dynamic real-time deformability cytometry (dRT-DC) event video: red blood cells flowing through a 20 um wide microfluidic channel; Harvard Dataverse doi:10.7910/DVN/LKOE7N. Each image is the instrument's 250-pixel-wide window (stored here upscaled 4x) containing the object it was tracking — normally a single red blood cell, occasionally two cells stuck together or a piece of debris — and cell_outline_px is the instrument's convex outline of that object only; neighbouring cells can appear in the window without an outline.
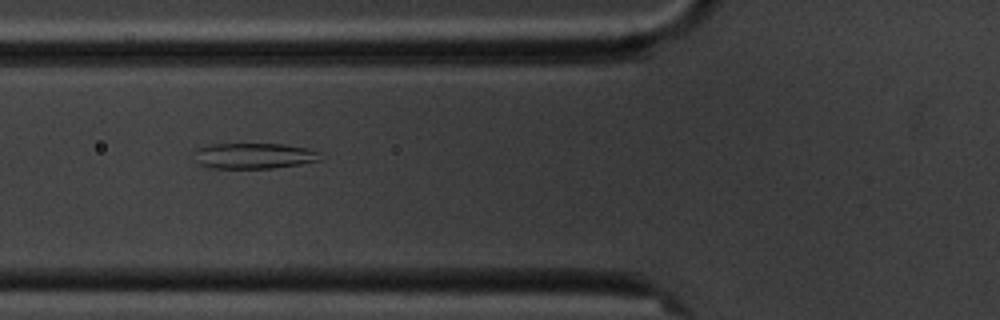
{"species": "common noctule bat (a hibernating species)", "species_latin": "Nyctalus noctula", "temperature_condition": "cold", "stored_images_in_passage": 8, "camera_frame_rate_fps": 3000, "um_per_image_px": 0.085, "animal": {"sex": "male", "body_mass_g": 20.1, "forearm_length_mm": 53.5}, "frame": {"image": 1, "passage_image": 3, "time_ms": 3.0, "image_size_px": [1000, 320], "cell_outline_px": [[320, 160], [300, 164], [272, 168], [212, 168], [196, 164], [192, 152], [196, 148], [208, 144], [284, 144], [308, 148], [320, 152]], "centroid_in_image_um": [21.51, 13.24], "position_along_channel_um": 104.3, "area_um2": 19.19}}
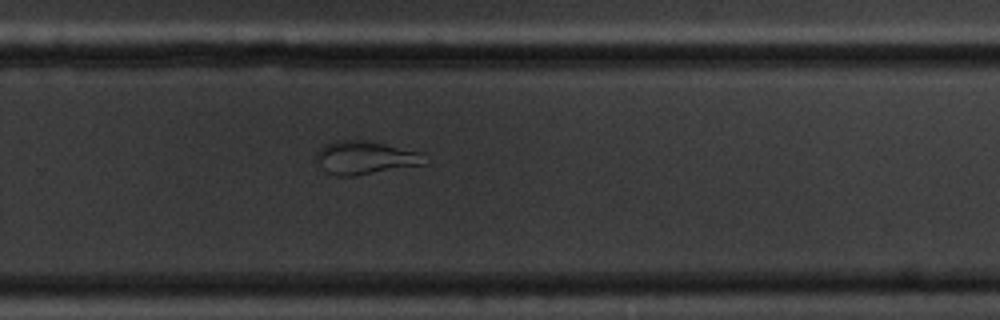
{"frame": {"image": 2, "passage_image": 8, "time_ms": 8.667, "image_size_px": [1000, 320], "cell_outline_px": [[428, 164], [352, 176], [336, 176], [328, 172], [316, 164], [316, 152], [324, 144], [336, 140], [364, 140], [384, 144], [420, 152]], "centroid_in_image_um": [31.0, 13.41], "position_along_channel_um": 298.8, "area_um2": 20.98}}